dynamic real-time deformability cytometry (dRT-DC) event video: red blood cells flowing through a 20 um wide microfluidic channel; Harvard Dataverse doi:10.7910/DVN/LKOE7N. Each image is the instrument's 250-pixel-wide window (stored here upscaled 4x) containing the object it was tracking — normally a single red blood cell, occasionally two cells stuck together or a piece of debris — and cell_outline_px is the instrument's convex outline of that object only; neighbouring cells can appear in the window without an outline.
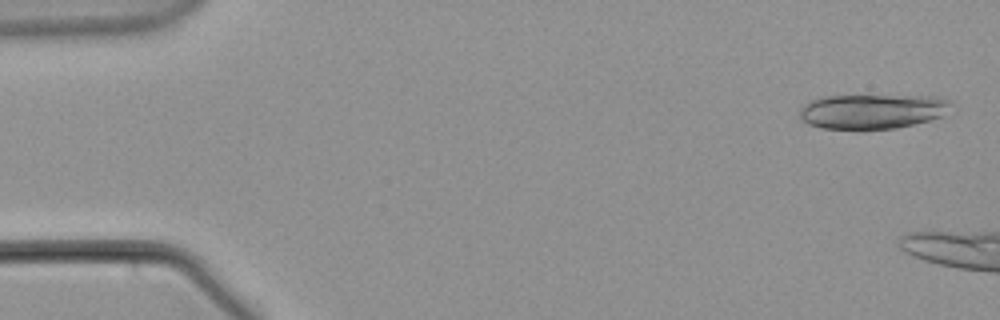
{"species": "common noctule bat (a hibernating species)", "species_latin": "Nyctalus noctula", "temperature_condition": "warm", "stored_images_in_passage": 13, "camera_frame_rate_fps": 3000, "um_per_image_px": 0.085, "animal": {"sex": "male", "body_mass_g": 21.5, "forearm_length_mm": 52.0}, "frame": {"image": 1, "passage_image": 2, "time_ms": 0.333, "image_size_px": [1000, 320], "cell_outline_px": [[948, 104], [940, 116], [928, 120], [896, 128], [860, 132], [820, 128], [808, 124], [800, 116], [800, 108], [808, 100], [824, 96], [928, 96], [948, 100]], "centroid_in_image_um": [73.98, 9.51], "position_along_channel_um": 11.0, "area_um2": 30.87}}